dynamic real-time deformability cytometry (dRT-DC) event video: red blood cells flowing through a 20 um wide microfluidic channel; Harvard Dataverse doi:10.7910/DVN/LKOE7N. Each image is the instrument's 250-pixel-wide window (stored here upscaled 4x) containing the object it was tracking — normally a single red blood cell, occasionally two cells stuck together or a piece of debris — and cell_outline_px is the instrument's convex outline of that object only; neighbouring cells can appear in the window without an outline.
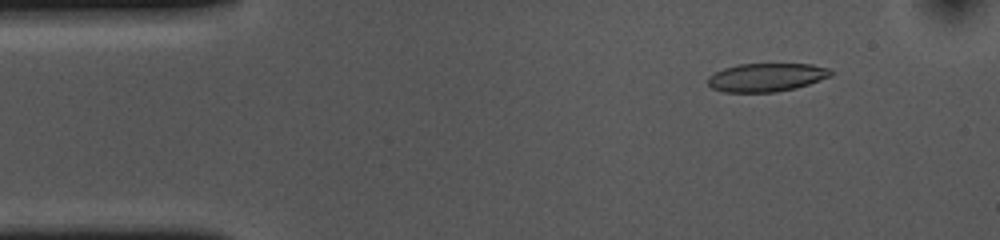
{"species": "common noctule bat (a hibernating species)", "species_latin": "Nyctalus noctula", "temperature_condition": "cold", "stored_images_in_passage": 53, "camera_frame_rate_fps": 3000, "um_per_image_px": 0.085, "animal": {"sex": "female", "body_mass_g": 10.0, "forearm_length_mm": 53.1}, "frame": {"image": 1, "passage_image": 6, "time_ms": 1.667, "image_size_px": [1000, 240], "cell_outline_px": [[832, 76], [796, 88], [776, 92], [724, 92], [712, 88], [708, 84], [708, 76], [724, 68], [740, 64], [812, 64], [828, 68], [832, 72]], "centroid_in_image_um": [65.15, 6.58], "position_along_channel_um": 19.9, "area_um2": 20.29}}
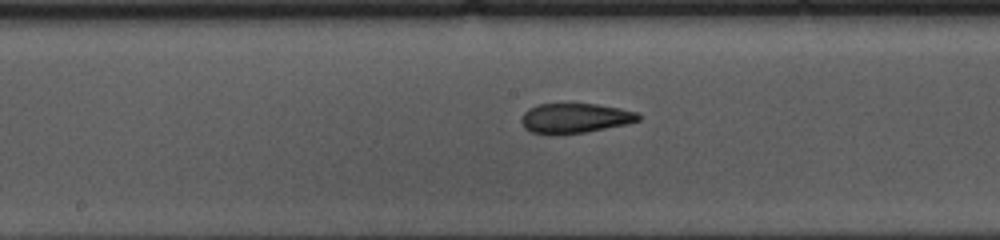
{"frame": {"image": 2, "passage_image": 26, "time_ms": 8.333, "image_size_px": [1000, 240], "cell_outline_px": [[640, 120], [628, 124], [584, 132], [532, 132], [524, 128], [520, 120], [524, 112], [528, 108], [536, 104], [596, 104], [620, 108], [640, 112]], "centroid_in_image_um": [48.92, 10.0], "position_along_channel_um": 199.3, "area_um2": 19.94}}
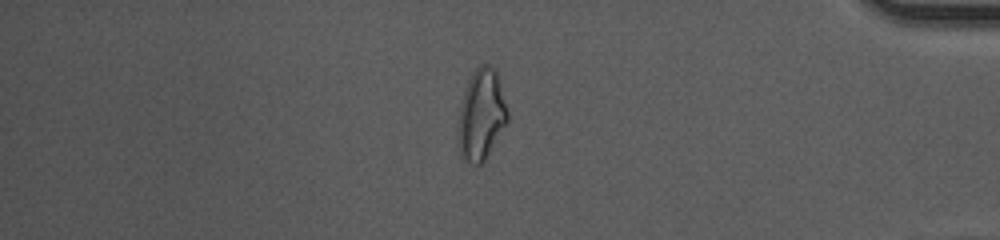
{"frame": {"image": 3, "passage_image": 45, "time_ms": 14.667, "image_size_px": [1000, 240], "cell_outline_px": [[508, 120], [484, 160], [480, 164], [472, 164], [464, 156], [456, 140], [460, 108], [464, 92], [468, 80], [472, 72], [480, 64], [488, 64], [496, 72], [508, 112]], "centroid_in_image_um": [40.89, 9.73], "position_along_channel_um": 394.3, "area_um2": 25.55}, "authors_computed_cell_mechanics": {"area_um2": 21.2126, "velocity_mm_per_s": 3.6479, "shape_relaxation_time_tau1_ms": 6.1585, "shape_relaxation_time_tau2_ms": 2.348, "deformation_change_tau1": 0.1941, "deformation_change_tau2": 0.1036}}